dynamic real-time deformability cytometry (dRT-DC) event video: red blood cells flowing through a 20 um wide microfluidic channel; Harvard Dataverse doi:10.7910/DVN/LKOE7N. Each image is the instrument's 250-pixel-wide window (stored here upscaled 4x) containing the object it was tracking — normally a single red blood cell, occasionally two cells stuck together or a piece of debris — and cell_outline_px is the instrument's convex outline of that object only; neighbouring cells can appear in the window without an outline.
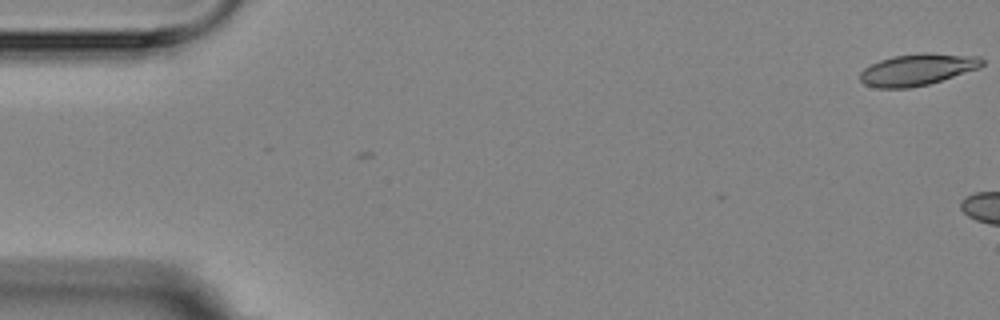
{"species": "Egyptian fruit bat (a non-hibernating species)", "species_latin": "Rousettus aegyptiacus", "temperature_condition": "room temperature", "stored_images_in_passage": 2, "camera_frame_rate_fps": 3000, "um_per_image_px": 0.085, "animal": {"sex": "female"}, "frame": {"image": 1, "passage_image": 2, "time_ms": 1.0, "image_size_px": [1000, 320], "cell_outline_px": [[984, 64], [980, 68], [928, 84], [908, 88], [876, 88], [864, 84], [860, 80], [860, 72], [864, 68], [880, 60], [892, 56], [924, 52], [928, 52], [980, 56], [984, 60]], "centroid_in_image_um": [78.0, 5.9], "position_along_channel_um": 7.0, "area_um2": 22.66}}